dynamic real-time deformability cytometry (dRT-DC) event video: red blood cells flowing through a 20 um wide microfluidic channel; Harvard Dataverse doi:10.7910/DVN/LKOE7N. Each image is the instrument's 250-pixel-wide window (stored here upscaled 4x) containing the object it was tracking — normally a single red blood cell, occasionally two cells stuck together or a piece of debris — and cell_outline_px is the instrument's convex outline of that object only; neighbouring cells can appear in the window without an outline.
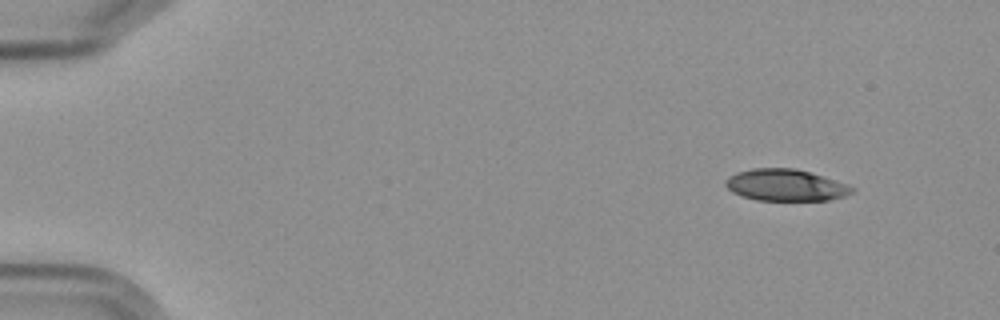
{"species": "Egyptian fruit bat (a non-hibernating species)", "species_latin": "Rousettus aegyptiacus", "temperature_condition": "cold", "stored_images_in_passage": 5, "camera_frame_rate_fps": 3000, "um_per_image_px": 0.085, "frame": {"image": 1, "passage_image": 1, "time_ms": 0.0, "image_size_px": [1000, 320], "cell_outline_px": [[856, 188], [852, 192], [844, 196], [828, 200], [756, 200], [732, 192], [724, 184], [724, 180], [728, 176], [736, 172], [752, 168], [796, 168], [824, 176], [848, 184]], "centroid_in_image_um": [66.77, 15.72], "position_along_channel_um": 18.2, "area_um2": 23.47}}